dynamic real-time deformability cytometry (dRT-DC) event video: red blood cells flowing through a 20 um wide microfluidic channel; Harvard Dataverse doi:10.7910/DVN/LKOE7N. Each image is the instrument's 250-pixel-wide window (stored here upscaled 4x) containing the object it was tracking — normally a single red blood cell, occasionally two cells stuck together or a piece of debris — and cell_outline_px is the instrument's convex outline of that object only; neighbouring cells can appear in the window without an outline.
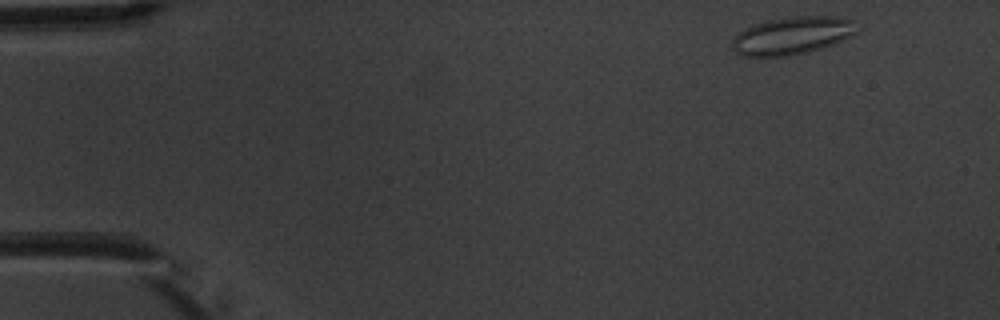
{"species": "common noctule bat (a hibernating species)", "species_latin": "Nyctalus noctula", "temperature_condition": "warm", "stored_images_in_passage": 5, "camera_frame_rate_fps": 3000, "um_per_image_px": 0.085, "animal": {"sex": "male", "body_mass_g": 20.1, "forearm_length_mm": 53.5}, "frame": {"image": 1, "passage_image": 1, "time_ms": 0.0, "image_size_px": [1000, 320], "cell_outline_px": [[860, 32], [852, 36], [832, 44], [808, 52], [792, 56], [740, 56], [732, 48], [732, 40], [744, 28], [768, 20], [792, 16], [832, 16], [852, 20]], "centroid_in_image_um": [67.35, 3.03], "position_along_channel_um": 17.7, "area_um2": 27.4}}
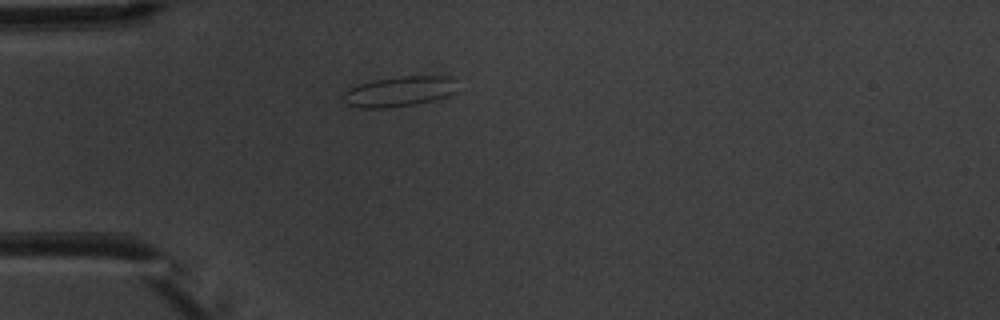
{"frame": {"image": 2, "passage_image": 4, "time_ms": 3.333, "image_size_px": [1000, 320], "cell_outline_px": [[456, 92], [448, 96], [416, 104], [388, 108], [360, 108], [348, 104], [340, 96], [348, 88], [356, 84], [372, 80], [400, 76], [452, 76]], "centroid_in_image_um": [33.88, 7.77], "position_along_channel_um": 51.1, "area_um2": 20.29}}